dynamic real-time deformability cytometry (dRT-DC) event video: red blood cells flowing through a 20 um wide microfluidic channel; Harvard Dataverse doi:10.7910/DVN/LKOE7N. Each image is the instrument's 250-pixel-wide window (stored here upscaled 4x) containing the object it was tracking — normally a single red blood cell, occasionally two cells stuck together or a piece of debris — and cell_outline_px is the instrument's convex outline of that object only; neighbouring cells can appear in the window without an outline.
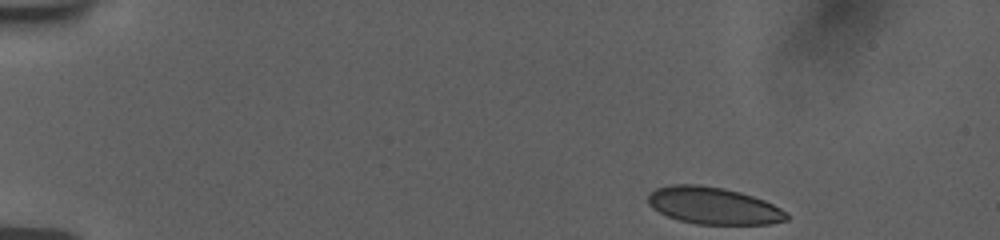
{"species": "human", "species_latin": "Homo sapiens", "temperature_condition": "room temperature", "stored_images_in_passage": 49, "camera_frame_rate_fps": 3000, "um_per_image_px": 0.085, "donor": {"sex": "female"}, "frame": {"image": 1, "passage_image": 1, "time_ms": 0.0, "image_size_px": [1000, 240], "cell_outline_px": [[788, 220], [768, 224], [696, 224], [680, 220], [668, 216], [652, 208], [648, 204], [648, 196], [656, 188], [672, 184], [700, 184], [724, 188], [740, 192], [764, 200], [788, 212]], "centroid_in_image_um": [60.65, 17.48], "position_along_channel_um": 24.4, "area_um2": 29.88}}
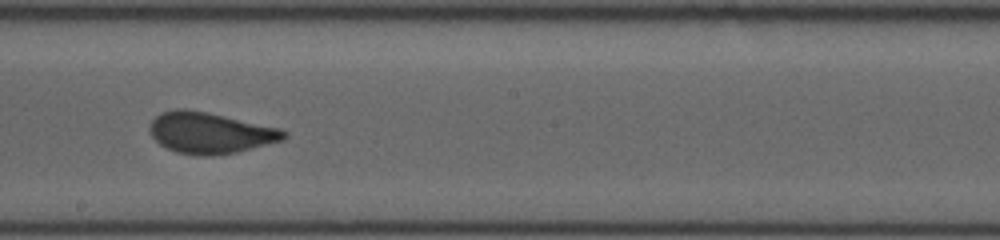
{"frame": {"image": 2, "passage_image": 26, "time_ms": 8.333, "image_size_px": [1000, 240], "cell_outline_px": [[288, 136], [284, 140], [236, 152], [212, 156], [200, 156], [176, 152], [160, 144], [152, 136], [148, 128], [152, 120], [156, 116], [164, 112], [176, 108], [184, 108], [204, 112], [280, 128], [288, 132]], "centroid_in_image_um": [17.86, 11.3], "position_along_channel_um": 230.3, "area_um2": 31.91}}
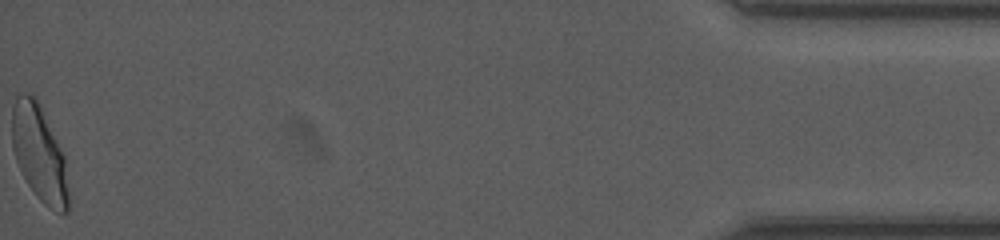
{"frame": {"image": 3, "passage_image": 49, "time_ms": 16.0, "image_size_px": [1000, 240], "cell_outline_px": [[68, 212], [60, 212], [48, 208], [36, 196], [28, 184], [16, 160], [12, 148], [12, 108], [16, 96], [24, 92], [28, 92], [36, 96], [64, 156], [68, 192]], "centroid_in_image_um": [3.31, 13.0], "position_along_channel_um": 431.9, "area_um2": 31.33}, "authors_computed_cell_mechanics": {"area_um2": 31.4432, "velocity_mm_per_s": 3.743, "shape_relaxation_time_tau1_ms": 4.6715, "shape_relaxation_time_tau2_ms": null, "deformation_change_tau1": 0.1404, "deformation_change_tau2": null}}